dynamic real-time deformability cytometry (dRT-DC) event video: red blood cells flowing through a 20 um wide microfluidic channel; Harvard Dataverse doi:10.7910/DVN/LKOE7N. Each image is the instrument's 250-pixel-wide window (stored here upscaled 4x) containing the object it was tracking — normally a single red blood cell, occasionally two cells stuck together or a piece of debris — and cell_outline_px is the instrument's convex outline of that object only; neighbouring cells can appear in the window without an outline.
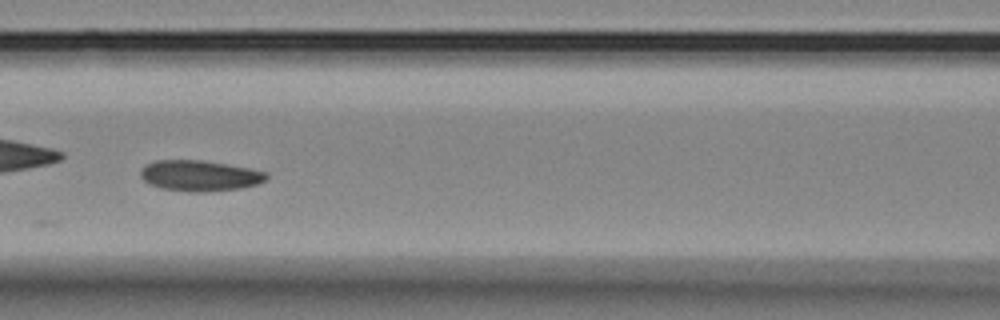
{"species": "Egyptian fruit bat (a non-hibernating species)", "species_latin": "Rousettus aegyptiacus", "temperature_condition": "room temperature", "stored_images_in_passage": 30, "camera_frame_rate_fps": 3000, "um_per_image_px": 0.085, "animal": {"sex": "female"}, "frame": {"image": 1, "passage_image": 9, "time_ms": 2.667, "image_size_px": [1000, 320], "cell_outline_px": [[268, 176], [264, 180], [256, 184], [244, 188], [200, 192], [196, 192], [160, 188], [144, 180], [140, 176], [140, 168], [144, 164], [156, 160], [200, 160], [248, 168], [268, 172]], "centroid_in_image_um": [16.94, 14.93], "position_along_channel_um": 149.7, "area_um2": 22.43}}
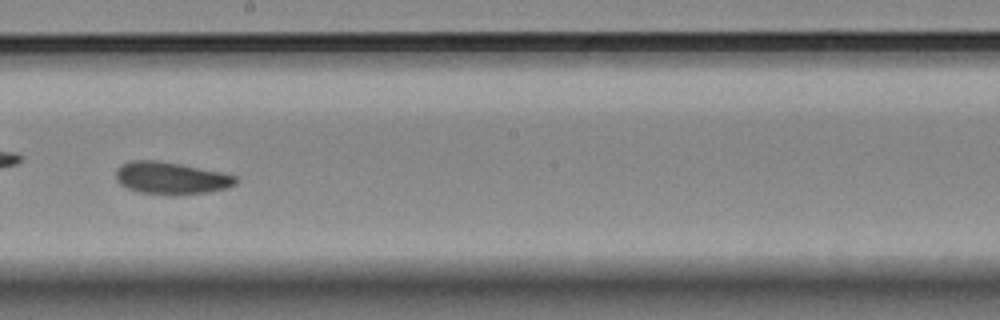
{"frame": {"image": 2, "passage_image": 16, "time_ms": 5.0, "image_size_px": [1000, 320], "cell_outline_px": [[236, 184], [228, 188], [208, 192], [172, 196], [140, 192], [128, 188], [120, 184], [116, 180], [116, 168], [120, 164], [132, 160], [156, 160], [180, 164], [220, 172], [236, 176]], "centroid_in_image_um": [14.51, 15.15], "position_along_channel_um": 233.7, "area_um2": 22.66}, "authors_computed_cell_mechanics": {"area_um2": 22.542, "velocity_mm_per_s": 3.6149, "shape_relaxation_time_tau1_ms": 5.7334, "shape_relaxation_time_tau2_ms": 3.2448, "deformation_change_tau1": 0.0998, "deformation_change_tau2": 0.0731}}